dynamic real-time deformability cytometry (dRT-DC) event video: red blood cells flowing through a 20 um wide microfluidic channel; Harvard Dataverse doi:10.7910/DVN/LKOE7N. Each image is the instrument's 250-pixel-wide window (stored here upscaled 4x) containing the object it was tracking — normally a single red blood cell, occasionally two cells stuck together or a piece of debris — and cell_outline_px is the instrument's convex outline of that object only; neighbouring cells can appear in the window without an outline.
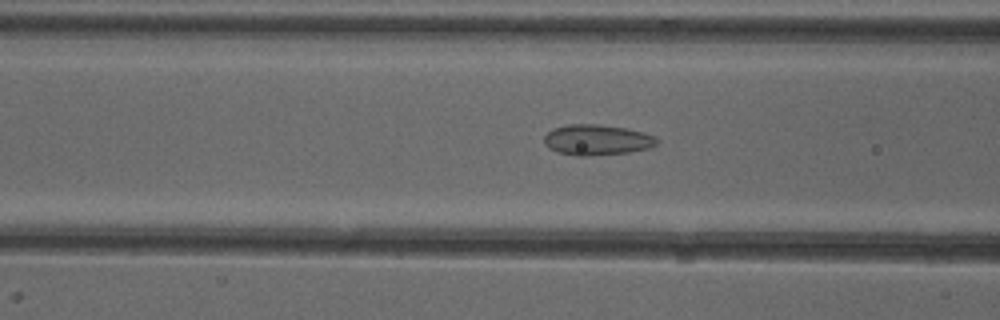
{"species": "common noctule bat (a hibernating species)", "species_latin": "Nyctalus noctula", "temperature_condition": "cold", "stored_images_in_passage": 38, "camera_frame_rate_fps": 3000, "um_per_image_px": 0.085, "animal": {"sex": "female"}, "frame": {"image": 1, "passage_image": 16, "time_ms": 5.0, "image_size_px": [1000, 320], "cell_outline_px": [[660, 140], [656, 144], [648, 148], [628, 152], [588, 156], [576, 156], [556, 152], [548, 148], [544, 144], [544, 136], [552, 128], [568, 124], [600, 124], [628, 128], [644, 132], [656, 136]], "centroid_in_image_um": [50.73, 11.88], "position_along_channel_um": 115.9, "area_um2": 20.4}}
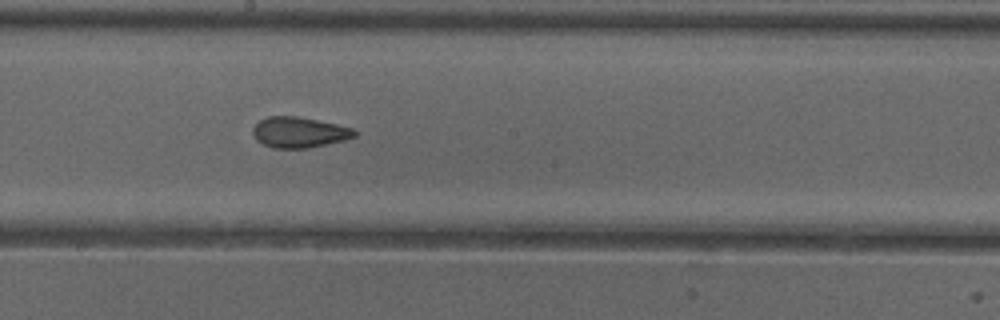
{"frame": {"image": 2, "passage_image": 24, "time_ms": 7.667, "image_size_px": [1000, 320], "cell_outline_px": [[356, 136], [344, 140], [308, 148], [272, 148], [256, 140], [252, 132], [252, 128], [260, 120], [268, 116], [296, 116], [336, 124], [352, 128], [356, 132]], "centroid_in_image_um": [25.4, 11.25], "position_along_channel_um": 222.8, "area_um2": 18.03}}
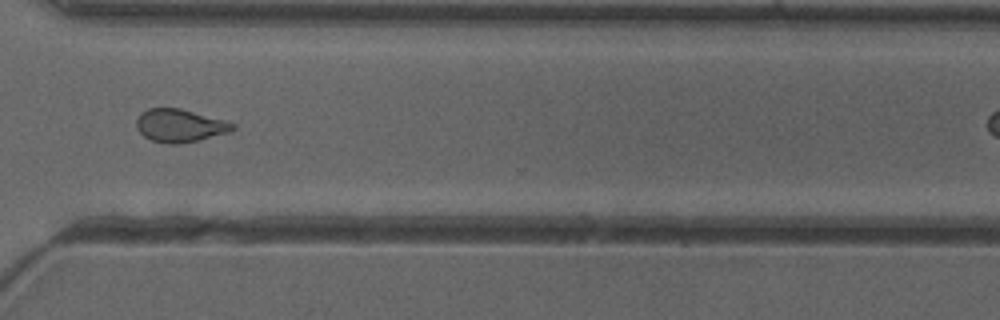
{"frame": {"image": 3, "passage_image": 34, "time_ms": 11.0, "image_size_px": [1000, 320], "cell_outline_px": [[236, 128], [228, 132], [180, 144], [168, 144], [152, 140], [144, 136], [136, 128], [136, 120], [140, 112], [148, 108], [180, 108], [228, 120], [236, 124]], "centroid_in_image_um": [15.29, 10.65], "position_along_channel_um": 355.3, "area_um2": 18.61}}